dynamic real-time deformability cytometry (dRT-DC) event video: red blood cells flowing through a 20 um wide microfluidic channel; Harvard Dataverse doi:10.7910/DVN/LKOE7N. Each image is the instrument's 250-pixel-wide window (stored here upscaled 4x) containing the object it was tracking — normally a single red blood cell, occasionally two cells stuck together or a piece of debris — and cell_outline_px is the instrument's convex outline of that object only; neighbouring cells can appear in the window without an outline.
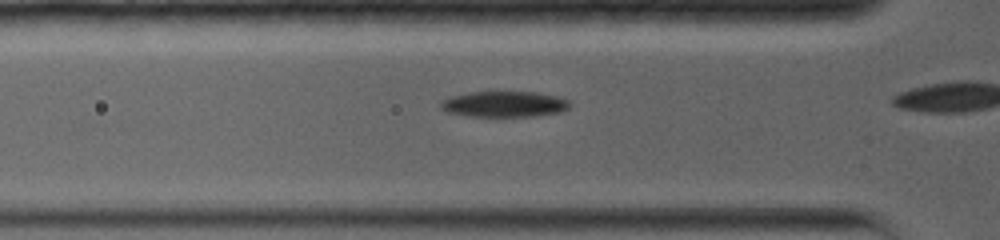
{"species": "common noctule bat (a hibernating species)", "species_latin": "Nyctalus noctula", "temperature_condition": "warm", "stored_images_in_passage": 13, "camera_frame_rate_fps": 5000, "um_per_image_px": 0.085, "animal": {"sex": "female", "body_mass_g": 19.0, "forearm_length_mm": 56.7}, "frame": {"image": 1, "passage_image": 3, "time_ms": 1.2, "image_size_px": [1000, 240], "cell_outline_px": [[572, 104], [568, 108], [560, 112], [536, 116], [468, 116], [448, 112], [440, 108], [440, 100], [448, 96], [468, 92], [536, 92], [556, 96], [568, 100]], "centroid_in_image_um": [42.83, 8.84], "position_along_channel_um": 83.0, "area_um2": 19.54}}
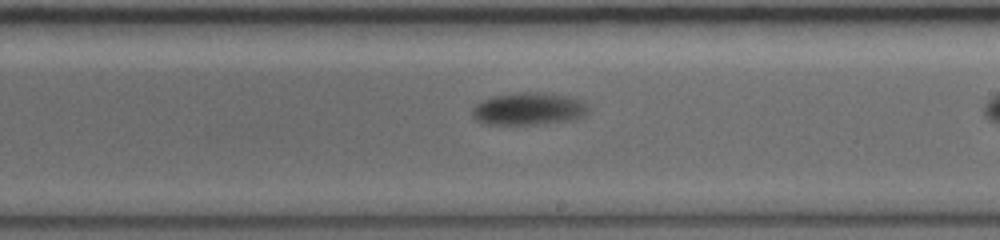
{"frame": {"image": 2, "passage_image": 10, "time_ms": 5.6, "image_size_px": [1000, 240], "cell_outline_px": [[588, 112], [584, 116], [576, 120], [540, 124], [484, 124], [476, 120], [472, 116], [472, 108], [476, 104], [492, 96], [520, 92], [544, 92], [568, 96], [580, 100], [588, 108]], "centroid_in_image_um": [44.94, 9.26], "position_along_channel_um": 244.1, "area_um2": 22.08}}
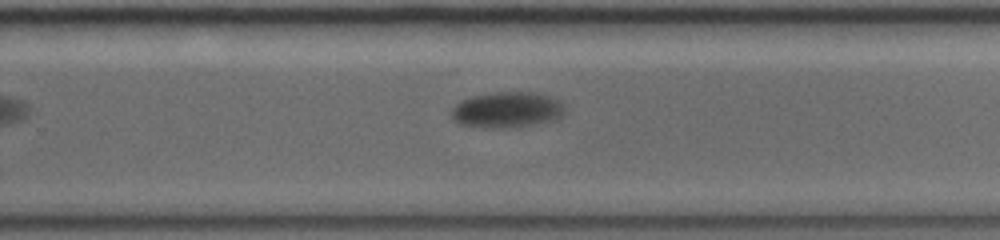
{"frame": {"image": 3, "passage_image": 13, "time_ms": 8.0, "image_size_px": [1000, 240], "cell_outline_px": [[564, 112], [560, 116], [552, 120], [536, 124], [460, 124], [452, 120], [452, 108], [460, 100], [476, 96], [500, 92], [532, 92], [548, 96], [560, 100], [564, 104]], "centroid_in_image_um": [43.14, 9.26], "position_along_channel_um": 286.7, "area_um2": 22.14}}